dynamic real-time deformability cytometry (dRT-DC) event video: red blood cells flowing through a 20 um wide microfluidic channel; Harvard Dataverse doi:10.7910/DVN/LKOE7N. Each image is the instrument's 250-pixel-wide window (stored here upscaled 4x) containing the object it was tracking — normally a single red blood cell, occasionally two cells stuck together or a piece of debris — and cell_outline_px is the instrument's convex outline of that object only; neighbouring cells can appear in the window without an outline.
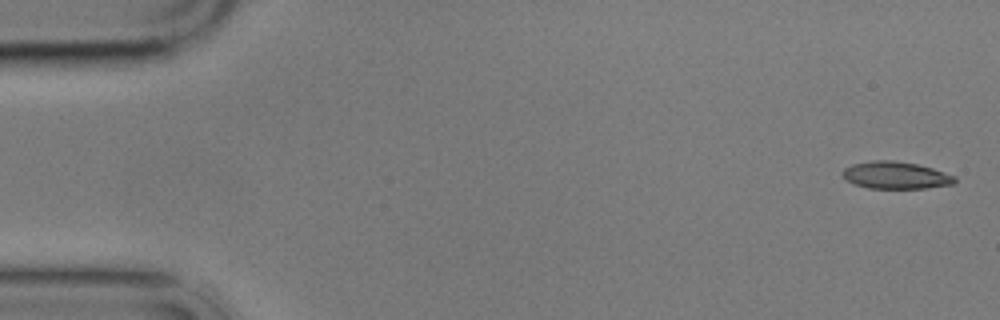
{"species": "common noctule bat (a hibernating species)", "species_latin": "Nyctalus noctula", "temperature_condition": "cold", "stored_images_in_passage": 5, "camera_frame_rate_fps": 3000, "um_per_image_px": 0.085, "animal": {"sex": "male", "body_mass_g": 17.9}, "frame": {"image": 1, "passage_image": 1, "time_ms": 0.0, "image_size_px": [1000, 320], "cell_outline_px": [[956, 184], [928, 188], [868, 188], [852, 184], [840, 172], [844, 168], [852, 164], [872, 160], [892, 160], [916, 164], [932, 168], [956, 176]], "centroid_in_image_um": [76.14, 14.9], "position_along_channel_um": 8.9, "area_um2": 17.92}}